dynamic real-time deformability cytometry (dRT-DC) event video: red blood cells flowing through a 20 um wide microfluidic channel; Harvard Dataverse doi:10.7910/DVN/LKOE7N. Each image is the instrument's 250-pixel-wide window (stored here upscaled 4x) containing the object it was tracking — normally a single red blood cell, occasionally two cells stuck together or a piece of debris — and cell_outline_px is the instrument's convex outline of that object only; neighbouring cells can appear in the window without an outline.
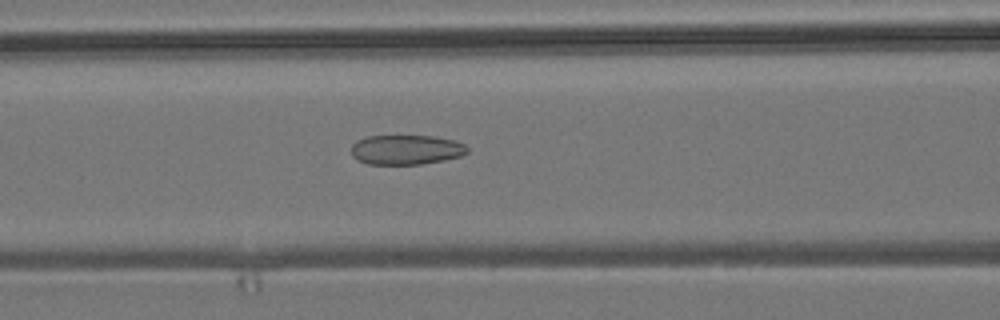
{"species": "common noctule bat (a hibernating species)", "species_latin": "Nyctalus noctula", "temperature_condition": "room temperature", "stored_images_in_passage": 39, "camera_frame_rate_fps": 3000, "um_per_image_px": 0.085, "animal": {"sex": "male", "body_mass_g": 19.2, "forearm_length_mm": 51.8}, "frame": {"image": 1, "passage_image": 8, "time_ms": 2.333, "image_size_px": [1000, 320], "cell_outline_px": [[468, 152], [460, 156], [444, 160], [420, 164], [368, 164], [356, 160], [352, 156], [352, 144], [356, 140], [368, 136], [436, 136], [456, 140], [464, 144], [468, 148]], "centroid_in_image_um": [34.52, 12.72], "position_along_channel_um": 132.1, "area_um2": 20.23}}
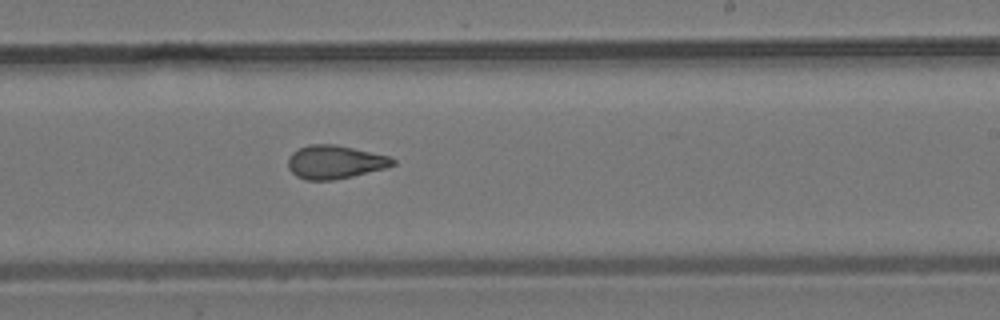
{"frame": {"image": 2, "passage_image": 18, "time_ms": 5.667, "image_size_px": [1000, 320], "cell_outline_px": [[396, 164], [388, 168], [352, 176], [332, 180], [308, 180], [296, 176], [288, 168], [288, 156], [292, 152], [308, 144], [336, 144], [388, 156], [396, 160]], "centroid_in_image_um": [28.47, 13.77], "position_along_channel_um": 260.5, "area_um2": 20.46}}
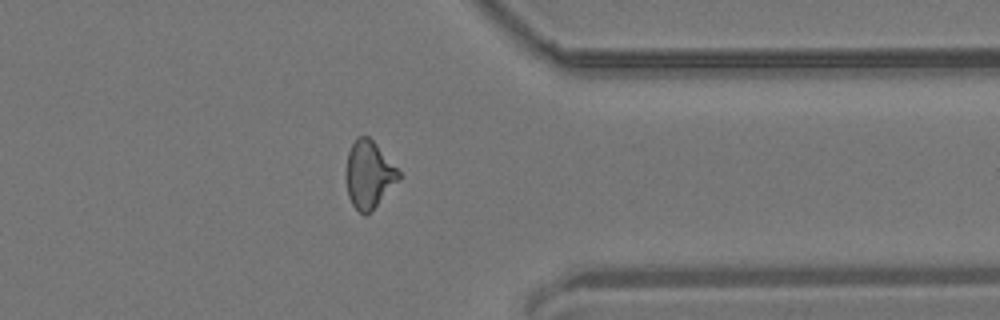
{"frame": {"image": 3, "passage_image": 28, "time_ms": 9.0, "image_size_px": [1000, 320], "cell_outline_px": [[400, 176], [376, 204], [364, 216], [352, 204], [348, 196], [344, 176], [348, 152], [356, 136], [368, 136], [376, 144], [400, 172]], "centroid_in_image_um": [31.28, 14.79], "position_along_channel_um": 380.1, "area_um2": 20.17}, "authors_computed_cell_mechanics": {"area_um2": 20.6346, "velocity_mm_per_s": 3.8591, "shape_relaxation_time_tau1_ms": null, "shape_relaxation_time_tau2_ms": 1.8358, "deformation_change_tau1": null, "deformation_change_tau2": 0.0946}}